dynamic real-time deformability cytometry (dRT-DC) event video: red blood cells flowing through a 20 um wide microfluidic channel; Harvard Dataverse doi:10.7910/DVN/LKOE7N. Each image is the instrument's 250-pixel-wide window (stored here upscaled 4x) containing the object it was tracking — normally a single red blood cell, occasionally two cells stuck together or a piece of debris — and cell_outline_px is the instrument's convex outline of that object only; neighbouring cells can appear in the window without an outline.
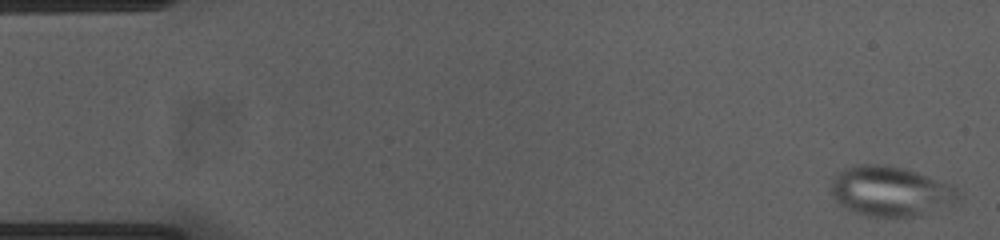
{"species": "common noctule bat (a hibernating species)", "species_latin": "Nyctalus noctula", "temperature_condition": "cold", "stored_images_in_passage": 54, "camera_frame_rate_fps": 3000, "um_per_image_px": 0.085, "animal": {"sex": "female", "body_mass_g": 23.0, "forearm_length_mm": 53.4}, "frame": {"image": 1, "passage_image": 1, "time_ms": 0.0, "image_size_px": [1000, 240], "cell_outline_px": [[964, 192], [956, 200], [920, 216], [868, 216], [856, 212], [840, 204], [836, 200], [832, 192], [832, 180], [836, 172], [856, 164], [888, 164], [904, 168], [916, 172], [948, 184]], "centroid_in_image_um": [75.67, 16.23], "position_along_channel_um": 9.3, "area_um2": 36.59}}
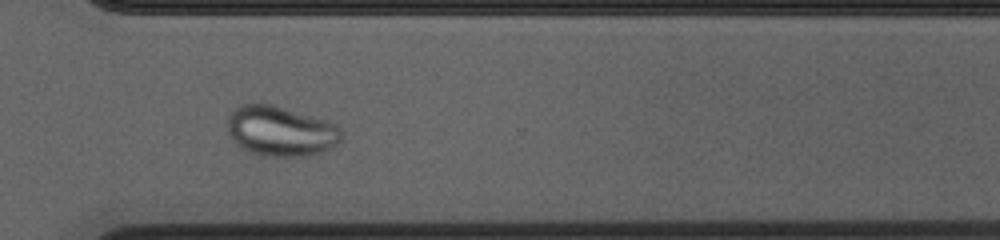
{"frame": {"image": 2, "passage_image": 39, "time_ms": 12.667, "image_size_px": [1000, 240], "cell_outline_px": [[344, 136], [336, 144], [320, 152], [308, 156], [264, 156], [240, 148], [232, 140], [228, 132], [228, 116], [240, 104], [272, 104], [328, 120], [336, 124], [340, 128]], "centroid_in_image_um": [23.86, 11.14], "position_along_channel_um": 346.7, "area_um2": 33.35}}
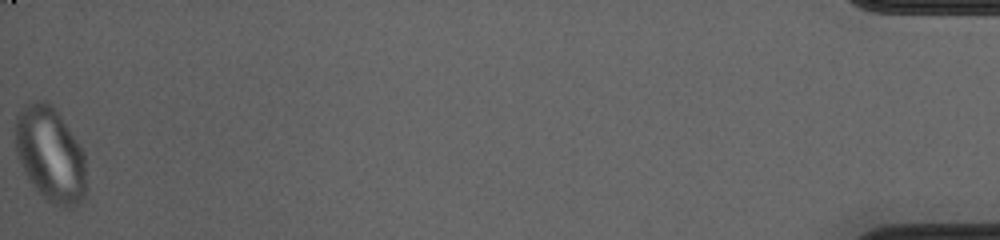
{"frame": {"image": 3, "passage_image": 54, "time_ms": 17.667, "image_size_px": [1000, 240], "cell_outline_px": [[84, 196], [72, 208], [60, 208], [52, 204], [36, 188], [24, 172], [16, 152], [16, 116], [24, 104], [36, 100], [44, 100], [60, 116], [84, 152]], "centroid_in_image_um": [4.25, 13.12], "position_along_channel_um": 430.9, "area_um2": 38.38}}